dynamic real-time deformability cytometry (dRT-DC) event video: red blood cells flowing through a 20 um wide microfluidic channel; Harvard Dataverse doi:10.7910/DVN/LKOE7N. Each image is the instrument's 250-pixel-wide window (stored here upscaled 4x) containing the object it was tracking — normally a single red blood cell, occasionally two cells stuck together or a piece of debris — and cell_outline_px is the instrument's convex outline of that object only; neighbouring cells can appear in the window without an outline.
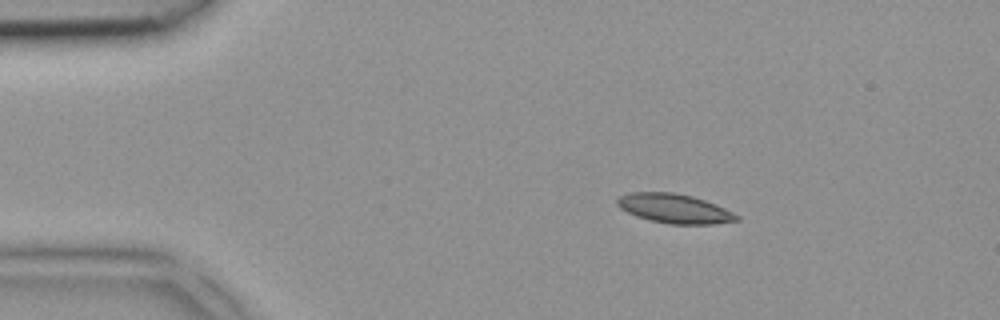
{"species": "common noctule bat (a hibernating species)", "species_latin": "Nyctalus noctula", "temperature_condition": "room temperature", "stored_images_in_passage": 5, "camera_frame_rate_fps": 3000, "um_per_image_px": 0.085, "animal": {"sex": "female", "body_mass_g": 18.4}, "frame": {"image": 1, "passage_image": 1, "time_ms": 0.0, "image_size_px": [1000, 320], "cell_outline_px": [[740, 220], [716, 224], [668, 224], [636, 216], [620, 208], [616, 204], [616, 200], [620, 196], [632, 192], [672, 192], [692, 196], [716, 204], [740, 216]], "centroid_in_image_um": [57.34, 17.73], "position_along_channel_um": 27.7, "area_um2": 20.35}}
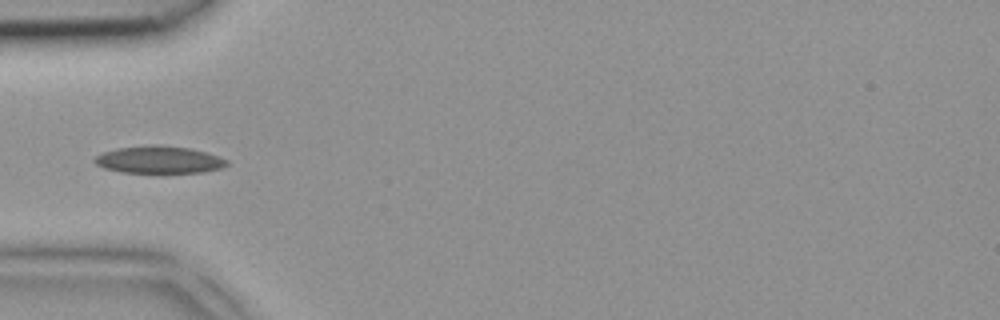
{"frame": {"image": 2, "passage_image": 3, "time_ms": 0.667, "image_size_px": [1000, 320], "cell_outline_px": [[228, 164], [220, 168], [204, 172], [120, 172], [104, 168], [96, 164], [92, 160], [96, 156], [104, 152], [116, 148], [156, 144], [188, 148], [204, 152], [228, 160]], "centroid_in_image_um": [13.48, 13.57], "position_along_channel_um": 71.5, "area_um2": 20.75}}